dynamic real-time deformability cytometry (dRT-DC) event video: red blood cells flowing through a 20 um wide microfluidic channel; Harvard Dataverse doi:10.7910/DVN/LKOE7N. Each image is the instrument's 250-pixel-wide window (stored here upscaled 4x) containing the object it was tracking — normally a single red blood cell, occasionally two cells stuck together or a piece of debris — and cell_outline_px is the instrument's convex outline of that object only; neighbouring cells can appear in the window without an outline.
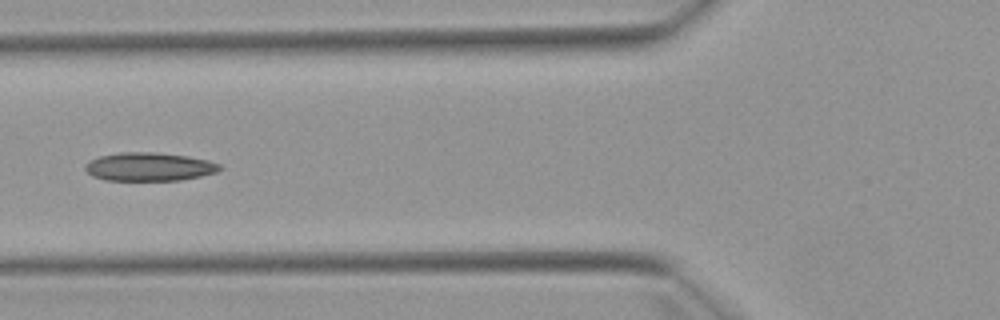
{"species": "Egyptian fruit bat (a non-hibernating species)", "species_latin": "Rousettus aegyptiacus", "temperature_condition": "warm", "stored_images_in_passage": 6, "camera_frame_rate_fps": 3000, "um_per_image_px": 0.085, "animal": {"sex": "female"}, "frame": {"image": 1, "passage_image": 6, "time_ms": 6.0, "image_size_px": [1000, 320], "cell_outline_px": [[224, 168], [216, 172], [200, 176], [180, 180], [104, 180], [92, 176], [84, 168], [84, 164], [100, 156], [120, 152], [156, 152], [188, 156], [208, 160], [220, 164]], "centroid_in_image_um": [12.69, 14.17], "position_along_channel_um": 113.1, "area_um2": 22.31}}